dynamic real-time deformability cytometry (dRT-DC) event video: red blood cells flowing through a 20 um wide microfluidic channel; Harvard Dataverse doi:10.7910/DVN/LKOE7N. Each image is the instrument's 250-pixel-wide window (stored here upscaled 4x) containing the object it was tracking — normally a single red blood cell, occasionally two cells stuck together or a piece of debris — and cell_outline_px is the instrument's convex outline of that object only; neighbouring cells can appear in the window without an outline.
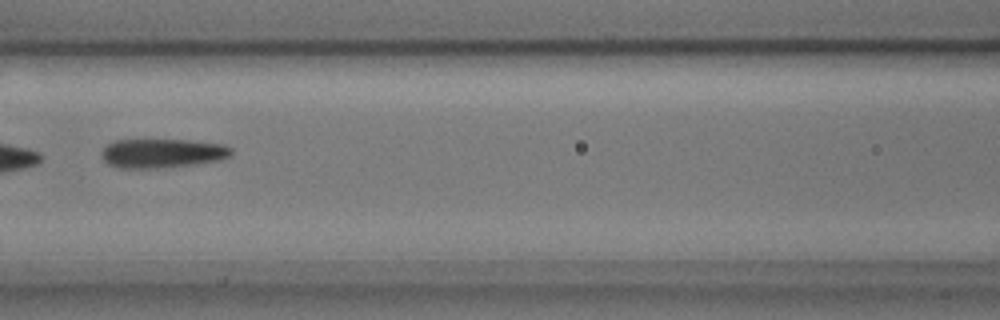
{"species": "common noctule bat (a hibernating species)", "species_latin": "Nyctalus noctula", "temperature_condition": "cold", "stored_images_in_passage": 10, "camera_frame_rate_fps": 3000, "um_per_image_px": 0.085, "animal": {"sex": "male", "body_mass_g": 17.9, "forearm_length_mm": 54.2}, "frame": {"image": 1, "passage_image": 6, "time_ms": 1.667, "image_size_px": [1000, 320], "cell_outline_px": [[232, 152], [228, 156], [220, 160], [192, 164], [156, 168], [120, 168], [108, 164], [104, 160], [100, 152], [112, 140], [188, 140], [220, 144], [232, 148]], "centroid_in_image_um": [13.74, 13.02], "position_along_channel_um": 152.9, "area_um2": 21.79}}
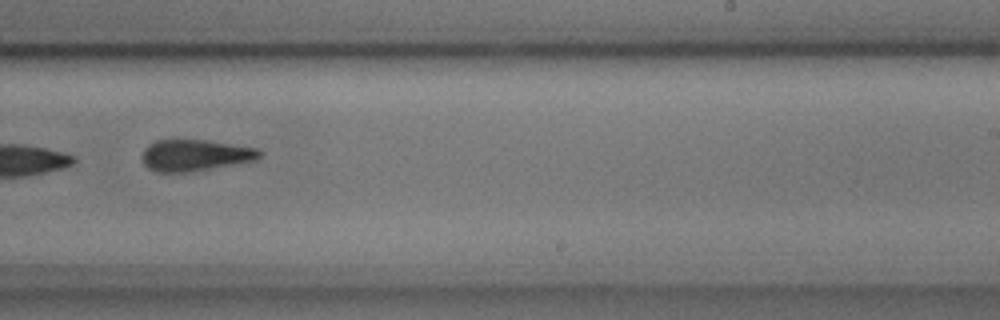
{"frame": {"image": 2, "passage_image": 9, "time_ms": 2.667, "image_size_px": [1000, 320], "cell_outline_px": [[264, 152], [256, 160], [188, 172], [156, 172], [148, 168], [140, 160], [140, 156], [144, 148], [148, 144], [156, 140], [204, 140], [256, 148]], "centroid_in_image_um": [16.52, 13.2], "position_along_channel_um": 272.5, "area_um2": 21.5}}